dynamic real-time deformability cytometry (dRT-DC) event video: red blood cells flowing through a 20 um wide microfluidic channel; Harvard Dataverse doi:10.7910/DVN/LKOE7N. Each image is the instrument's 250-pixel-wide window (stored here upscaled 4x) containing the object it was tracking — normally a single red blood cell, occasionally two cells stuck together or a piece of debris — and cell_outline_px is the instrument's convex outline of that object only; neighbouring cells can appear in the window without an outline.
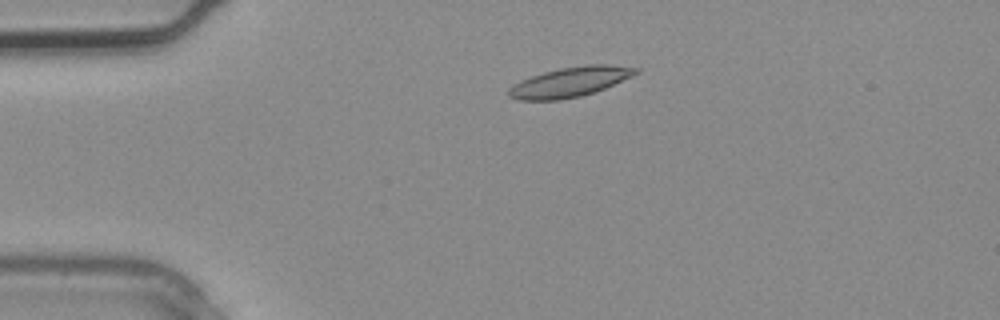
{"species": "common noctule bat (a hibernating species)", "species_latin": "Nyctalus noctula", "temperature_condition": "warm", "stored_images_in_passage": 2, "camera_frame_rate_fps": 3000, "um_per_image_px": 0.085, "animal": {"sex": "male", "body_mass_g": 20.4}, "frame": {"image": 1, "passage_image": 1, "time_ms": 0.0, "image_size_px": [1000, 320], "cell_outline_px": [[640, 72], [632, 76], [596, 92], [580, 96], [560, 100], [516, 100], [508, 96], [508, 88], [520, 80], [544, 72], [560, 68], [584, 64], [608, 64], [640, 68]], "centroid_in_image_um": [48.45, 6.96], "position_along_channel_um": 36.5, "area_um2": 22.25}}